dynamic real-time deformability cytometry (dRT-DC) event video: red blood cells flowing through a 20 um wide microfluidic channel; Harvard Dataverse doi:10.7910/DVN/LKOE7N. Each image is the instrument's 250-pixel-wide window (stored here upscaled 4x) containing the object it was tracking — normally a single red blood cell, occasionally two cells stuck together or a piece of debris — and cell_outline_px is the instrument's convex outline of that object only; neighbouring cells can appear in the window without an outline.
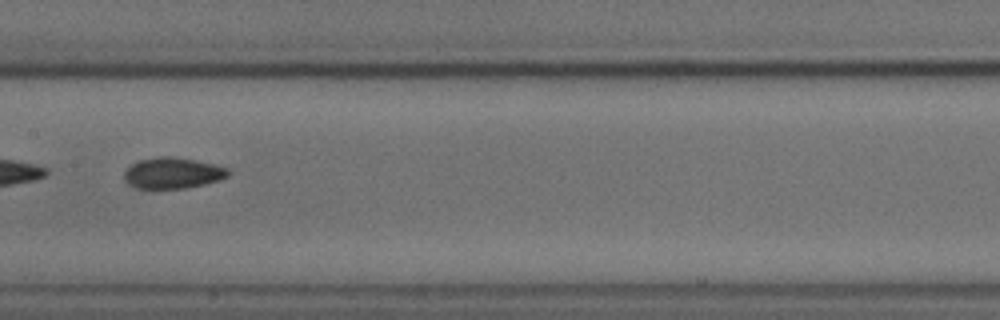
{"species": "common noctule bat (a hibernating species)", "species_latin": "Nyctalus noctula", "temperature_condition": "cold", "stored_images_in_passage": 52, "segment_of_instrument_passage": [2, 2], "camera_frame_rate_fps": 3000, "um_per_image_px": 0.085, "animal": {"sex": "male", "body_mass_g": 18.8}, "frame": {"image": 1, "passage_image": 26, "time_ms": 8.333, "image_size_px": [1000, 320], "cell_outline_px": [[232, 172], [228, 176], [220, 180], [204, 184], [184, 188], [136, 188], [128, 184], [124, 180], [124, 172], [132, 164], [140, 160], [160, 156], [172, 156], [196, 160], [216, 164], [228, 168]], "centroid_in_image_um": [14.71, 14.7], "position_along_channel_um": 192.7, "area_um2": 18.9}}
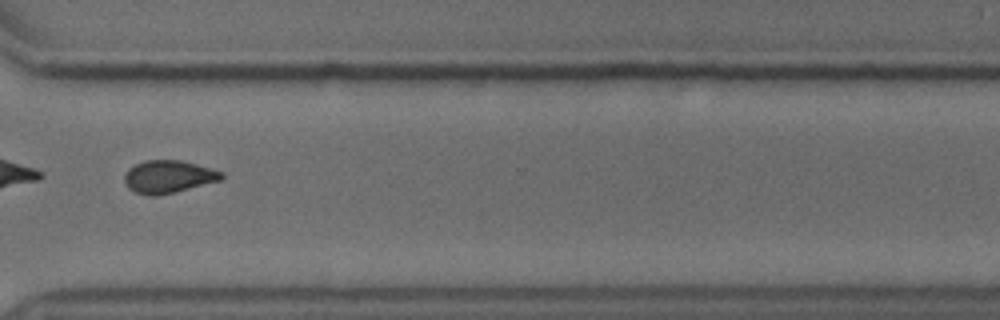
{"frame": {"image": 2, "passage_image": 39, "time_ms": 12.667, "image_size_px": [1000, 320], "cell_outline_px": [[224, 176], [220, 180], [156, 196], [148, 196], [136, 192], [128, 188], [124, 184], [124, 176], [128, 168], [144, 160], [180, 160], [196, 164], [224, 172]], "centroid_in_image_um": [14.27, 15.01], "position_along_channel_um": 356.3, "area_um2": 18.32}}